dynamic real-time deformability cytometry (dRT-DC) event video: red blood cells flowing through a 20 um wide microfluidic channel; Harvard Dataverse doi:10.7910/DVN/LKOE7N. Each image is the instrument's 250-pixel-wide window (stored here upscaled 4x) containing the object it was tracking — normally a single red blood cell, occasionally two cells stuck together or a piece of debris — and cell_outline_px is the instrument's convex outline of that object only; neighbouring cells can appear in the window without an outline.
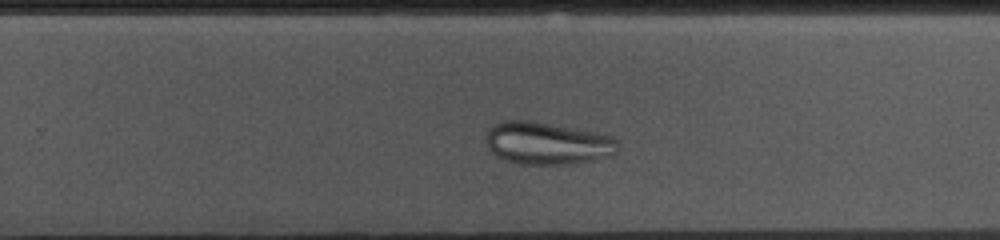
{"species": "common noctule bat (a hibernating species)", "species_latin": "Nyctalus noctula", "temperature_condition": "cold", "stored_images_in_passage": 36, "camera_frame_rate_fps": 3000, "um_per_image_px": 0.085, "animal": {"sex": "female", "body_mass_g": 10.0, "forearm_length_mm": 53.1}, "frame": {"image": 1, "passage_image": 26, "time_ms": 8.333, "image_size_px": [1000, 240], "cell_outline_px": [[616, 152], [612, 156], [596, 160], [568, 164], [520, 164], [504, 160], [496, 156], [488, 148], [484, 140], [488, 128], [492, 124], [504, 120], [528, 120], [600, 132], [612, 136], [616, 140]], "centroid_in_image_um": [46.48, 12.17], "position_along_channel_um": 283.3, "area_um2": 33.12}}